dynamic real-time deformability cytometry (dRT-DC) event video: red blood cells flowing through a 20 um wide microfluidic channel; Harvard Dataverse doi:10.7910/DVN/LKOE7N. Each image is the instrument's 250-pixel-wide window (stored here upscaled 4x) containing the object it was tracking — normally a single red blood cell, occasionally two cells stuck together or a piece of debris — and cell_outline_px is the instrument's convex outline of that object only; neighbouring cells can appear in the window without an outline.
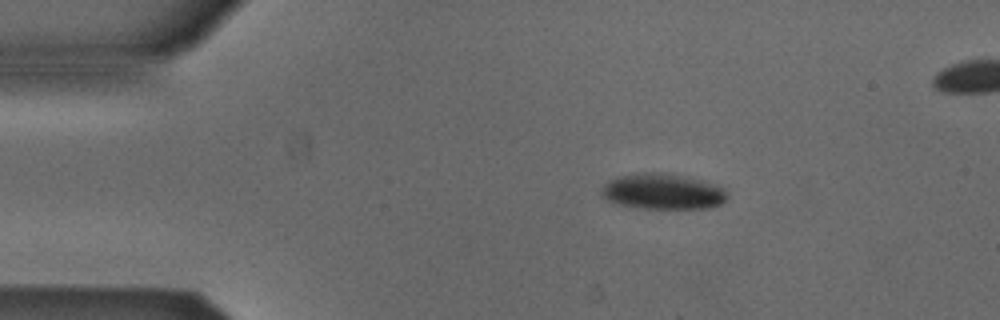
{"species": "Egyptian fruit bat (a non-hibernating species)", "species_latin": "Rousettus aegyptiacus", "temperature_condition": "cold", "stored_images_in_passage": 43, "camera_frame_rate_fps": 3000, "um_per_image_px": 0.085, "animal": {"sex": "male"}, "frame": {"image": 1, "passage_image": 1, "time_ms": 0.0, "image_size_px": [1000, 320], "cell_outline_px": [[728, 200], [712, 208], [640, 208], [616, 204], [600, 196], [600, 188], [608, 180], [616, 176], [640, 172], [660, 172], [688, 176], [704, 180], [724, 188], [728, 192]], "centroid_in_image_um": [56.33, 16.26], "position_along_channel_um": 28.7, "area_um2": 26.82}}
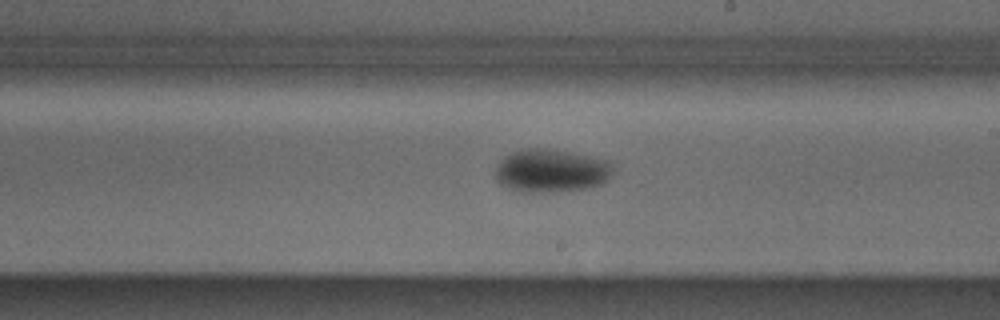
{"frame": {"image": 2, "passage_image": 22, "time_ms": 7.0, "image_size_px": [1000, 320], "cell_outline_px": [[612, 168], [608, 176], [600, 184], [588, 188], [552, 192], [520, 192], [500, 184], [496, 180], [496, 168], [500, 160], [504, 156], [512, 152], [528, 148], [544, 148], [588, 156], [600, 160], [608, 164]], "centroid_in_image_um": [46.74, 14.53], "position_along_channel_um": 242.3, "area_um2": 28.9}}
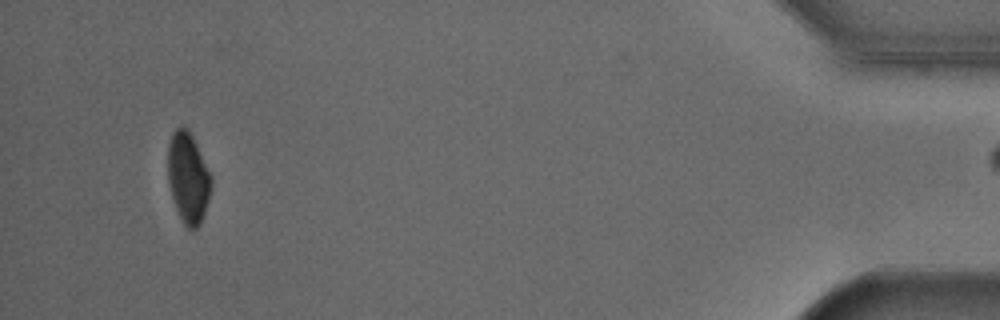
{"frame": {"image": 3, "passage_image": 42, "time_ms": 13.667, "image_size_px": [1000, 320], "cell_outline_px": [[212, 184], [208, 200], [200, 224], [196, 228], [188, 228], [180, 220], [172, 200], [168, 184], [168, 144], [172, 132], [180, 124], [184, 124], [188, 128], [192, 136], [212, 180]], "centroid_in_image_um": [15.95, 15.09], "position_along_channel_um": 419.3, "area_um2": 22.89}}